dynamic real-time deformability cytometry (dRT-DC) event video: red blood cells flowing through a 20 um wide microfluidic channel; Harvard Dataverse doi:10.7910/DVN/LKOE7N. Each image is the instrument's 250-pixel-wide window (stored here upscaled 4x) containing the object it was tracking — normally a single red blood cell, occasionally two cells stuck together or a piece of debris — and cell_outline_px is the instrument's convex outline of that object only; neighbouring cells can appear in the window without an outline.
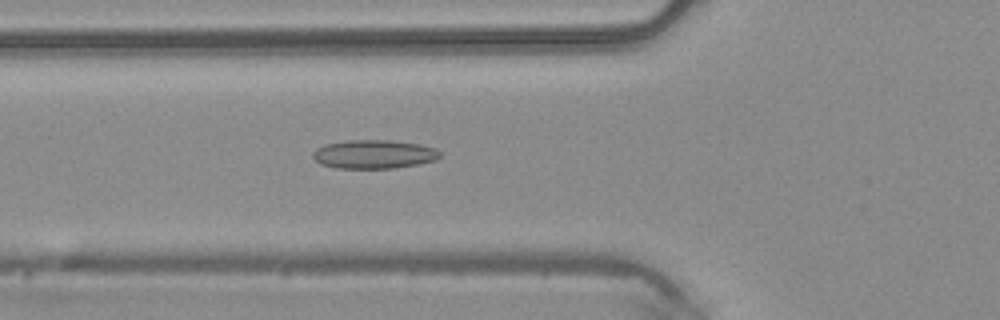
{"species": "common noctule bat (a hibernating species)", "species_latin": "Nyctalus noctula", "temperature_condition": "warm", "stored_images_in_passage": 38, "camera_frame_rate_fps": 3000, "um_per_image_px": 0.085, "animal": {"sex": "male", "body_mass_g": 20.4}, "frame": {"image": 1, "passage_image": 8, "time_ms": 2.333, "image_size_px": [1000, 320], "cell_outline_px": [[440, 156], [436, 160], [416, 164], [392, 168], [336, 168], [320, 164], [312, 156], [312, 152], [316, 148], [324, 144], [348, 140], [388, 140], [420, 144], [436, 148], [440, 152]], "centroid_in_image_um": [31.76, 13.1], "position_along_channel_um": 94.0, "area_um2": 21.27}}
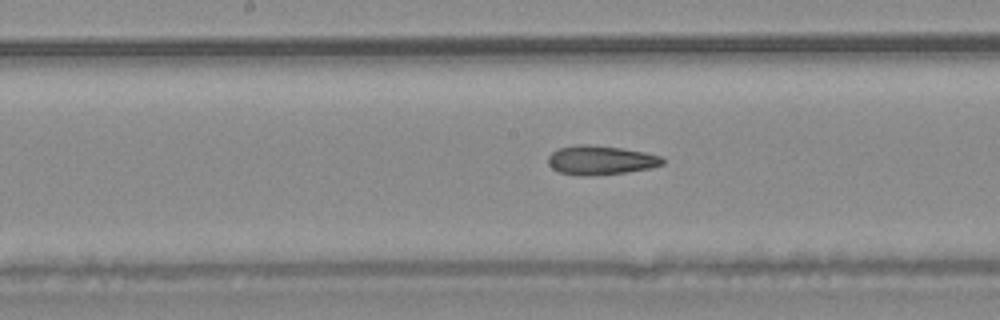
{"frame": {"image": 2, "passage_image": 15, "time_ms": 4.667, "image_size_px": [1000, 320], "cell_outline_px": [[664, 164], [652, 168], [628, 172], [584, 176], [580, 176], [560, 172], [552, 168], [548, 164], [548, 156], [556, 148], [576, 144], [588, 144], [620, 148], [644, 152], [660, 156], [664, 160]], "centroid_in_image_um": [51.03, 13.61], "position_along_channel_um": 197.2, "area_um2": 19.54}}
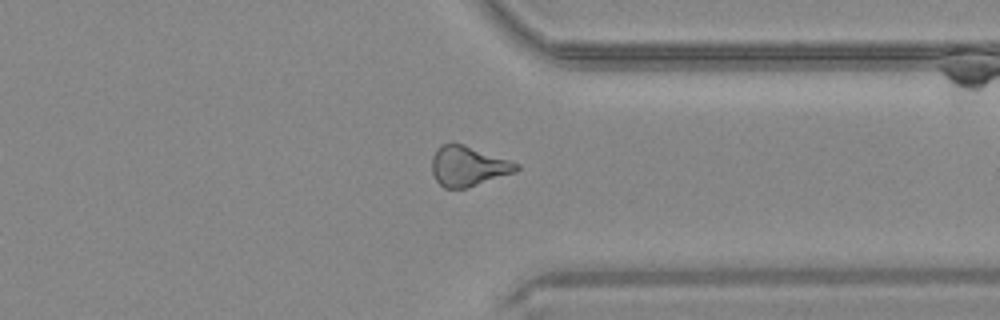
{"frame": {"image": 3, "passage_image": 27, "time_ms": 8.667, "image_size_px": [1000, 320], "cell_outline_px": [[520, 168], [516, 172], [464, 188], [444, 188], [436, 180], [432, 172], [432, 156], [440, 144], [452, 140], [464, 144], [520, 164]], "centroid_in_image_um": [39.76, 14.08], "position_along_channel_um": 371.6, "area_um2": 19.83}}